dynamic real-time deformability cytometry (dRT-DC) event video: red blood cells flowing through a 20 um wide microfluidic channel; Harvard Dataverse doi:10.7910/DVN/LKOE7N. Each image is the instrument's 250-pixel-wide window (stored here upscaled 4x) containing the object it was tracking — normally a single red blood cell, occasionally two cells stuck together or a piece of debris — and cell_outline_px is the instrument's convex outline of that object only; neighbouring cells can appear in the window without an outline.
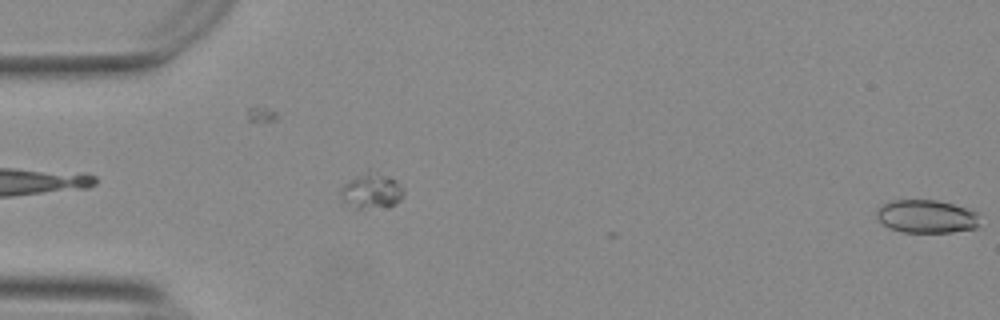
{"species": "Egyptian fruit bat (a non-hibernating species)", "species_latin": "Rousettus aegyptiacus", "temperature_condition": "warm", "stored_images_in_passage": 6, "segment_of_instrument_passage": [2, 2], "camera_frame_rate_fps": 3000, "um_per_image_px": 0.085, "animal": {"sex": "female"}, "frame": {"image": 1, "passage_image": 6, "time_ms": 1.667, "image_size_px": [1000, 320], "cell_outline_px": [[976, 228], [952, 232], [904, 232], [892, 228], [884, 224], [876, 216], [876, 212], [884, 204], [892, 200], [936, 200], [952, 204], [976, 212]], "centroid_in_image_um": [78.72, 18.39], "position_along_channel_um": 6.3, "area_um2": 19.36}}